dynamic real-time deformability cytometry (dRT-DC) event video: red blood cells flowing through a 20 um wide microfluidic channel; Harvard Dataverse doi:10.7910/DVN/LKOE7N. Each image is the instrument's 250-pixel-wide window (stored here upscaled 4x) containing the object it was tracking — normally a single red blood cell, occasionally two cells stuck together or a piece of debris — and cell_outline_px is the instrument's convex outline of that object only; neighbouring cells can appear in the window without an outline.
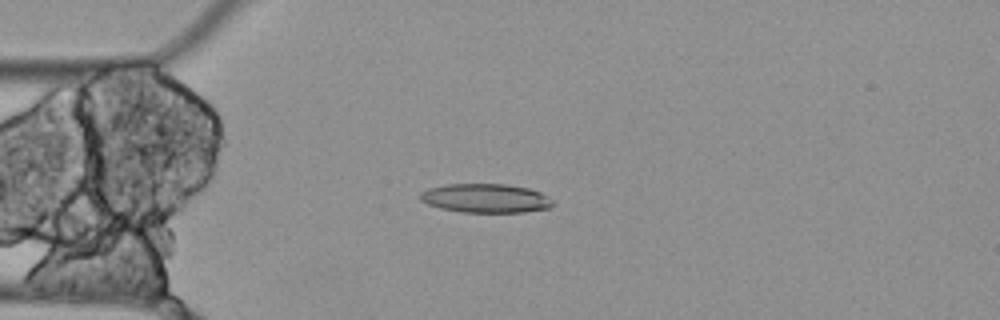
{"species": "Egyptian fruit bat (a non-hibernating species)", "species_latin": "Rousettus aegyptiacus", "temperature_condition": "cold", "stored_images_in_passage": 6, "camera_frame_rate_fps": 3000, "um_per_image_px": 0.085, "animal": {"sex": "female"}, "frame": {"image": 1, "passage_image": 4, "time_ms": 1.0, "image_size_px": [1000, 320], "cell_outline_px": [[552, 204], [548, 208], [524, 212], [460, 212], [440, 208], [428, 204], [420, 200], [420, 192], [428, 188], [448, 184], [508, 184], [528, 188], [540, 192], [548, 196], [552, 200]], "centroid_in_image_um": [41.26, 16.85], "position_along_channel_um": 43.7, "area_um2": 22.37}}
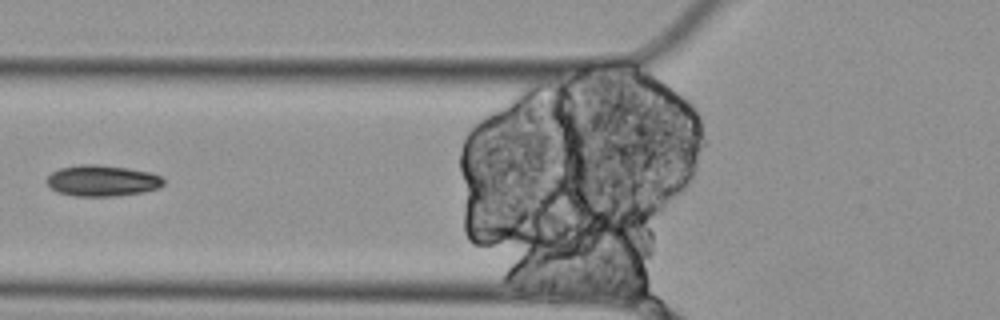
{"frame": {"image": 2, "passage_image": 6, "time_ms": 1.667, "image_size_px": [1000, 320], "cell_outline_px": [[164, 184], [160, 188], [144, 192], [116, 196], [76, 196], [56, 192], [44, 180], [52, 172], [60, 168], [80, 164], [96, 164], [128, 168], [152, 172], [160, 176], [164, 180]], "centroid_in_image_um": [8.7, 15.36], "position_along_channel_um": 117.1, "area_um2": 21.39}}